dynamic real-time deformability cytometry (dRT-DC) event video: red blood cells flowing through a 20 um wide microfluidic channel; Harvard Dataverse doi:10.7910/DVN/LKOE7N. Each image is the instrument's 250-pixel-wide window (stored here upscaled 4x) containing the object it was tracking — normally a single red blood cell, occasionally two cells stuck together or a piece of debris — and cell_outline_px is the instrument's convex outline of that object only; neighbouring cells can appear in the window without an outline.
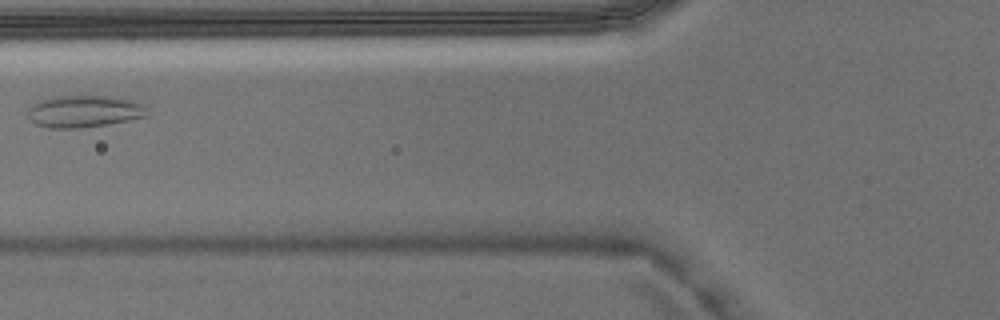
{"species": "Egyptian fruit bat (a non-hibernating species)", "species_latin": "Rousettus aegyptiacus", "temperature_condition": "warm", "stored_images_in_passage": 3, "camera_frame_rate_fps": 3000, "um_per_image_px": 0.085, "animal": {"sex": "male"}, "frame": {"image": 1, "passage_image": 3, "time_ms": 0.667, "image_size_px": [1000, 320], "cell_outline_px": [[148, 116], [108, 124], [80, 128], [48, 128], [36, 124], [28, 116], [28, 108], [32, 104], [40, 100], [56, 96], [116, 96], [136, 100], [148, 104]], "centroid_in_image_um": [7.23, 9.45], "position_along_channel_um": 118.6, "area_um2": 22.72}}